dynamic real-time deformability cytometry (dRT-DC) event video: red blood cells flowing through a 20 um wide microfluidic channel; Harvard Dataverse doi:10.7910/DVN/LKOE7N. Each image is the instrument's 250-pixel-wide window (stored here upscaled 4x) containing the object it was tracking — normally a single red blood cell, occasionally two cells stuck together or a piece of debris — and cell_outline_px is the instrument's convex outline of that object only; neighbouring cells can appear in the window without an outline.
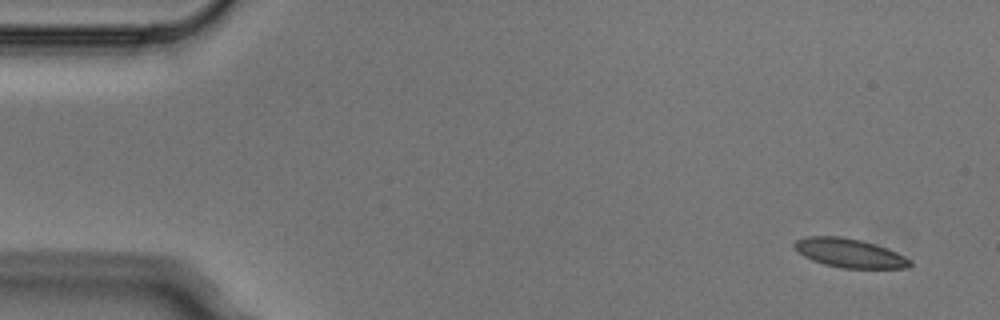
{"species": "Egyptian fruit bat (a non-hibernating species)", "species_latin": "Rousettus aegyptiacus", "temperature_condition": "cold", "stored_images_in_passage": 7, "camera_frame_rate_fps": 3000, "um_per_image_px": 0.085, "animal": {"sex": "male"}, "frame": {"image": 1, "passage_image": 1, "time_ms": 0.0, "image_size_px": [1000, 320], "cell_outline_px": [[912, 264], [908, 268], [844, 268], [824, 264], [812, 260], [804, 256], [792, 244], [796, 240], [804, 236], [840, 236], [860, 240], [876, 244], [888, 248], [912, 260]], "centroid_in_image_um": [72.23, 21.5], "position_along_channel_um": 12.8, "area_um2": 19.48}}
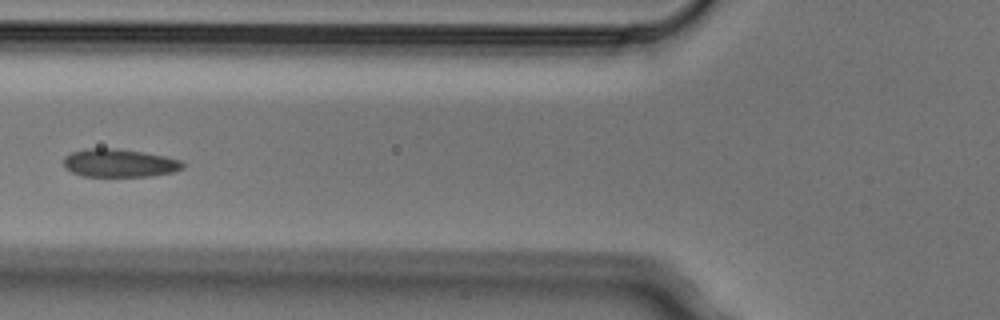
{"frame": {"image": 2, "passage_image": 5, "time_ms": 1.333, "image_size_px": [1000, 320], "cell_outline_px": [[184, 168], [172, 172], [152, 176], [84, 176], [72, 172], [64, 168], [64, 156], [72, 152], [88, 148], [112, 148], [144, 152], [164, 156], [180, 160], [184, 164]], "centroid_in_image_um": [10.13, 13.86], "position_along_channel_um": 115.7, "area_um2": 19.48}}
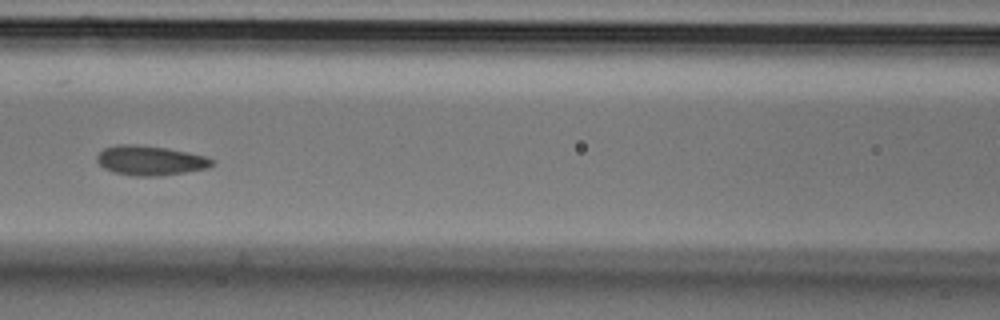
{"frame": {"image": 3, "passage_image": 6, "time_ms": 1.667, "image_size_px": [1000, 320], "cell_outline_px": [[216, 164], [208, 168], [160, 176], [136, 176], [112, 172], [104, 168], [96, 160], [96, 156], [104, 148], [116, 144], [136, 144], [168, 148], [188, 152], [204, 156], [216, 160]], "centroid_in_image_um": [12.78, 13.63], "position_along_channel_um": 153.8, "area_um2": 20.06}}